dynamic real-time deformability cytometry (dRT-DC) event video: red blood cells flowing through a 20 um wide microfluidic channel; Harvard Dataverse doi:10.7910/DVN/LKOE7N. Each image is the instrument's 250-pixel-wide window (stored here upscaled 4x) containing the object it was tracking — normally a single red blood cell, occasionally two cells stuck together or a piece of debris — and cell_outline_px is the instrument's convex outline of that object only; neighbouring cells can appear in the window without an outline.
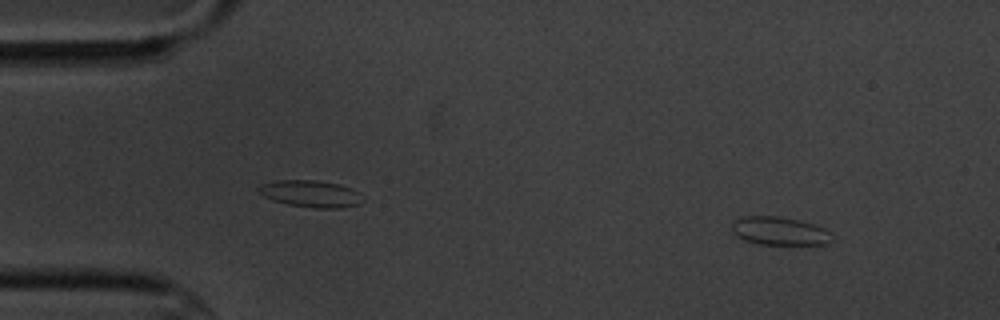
{"species": "common noctule bat (a hibernating species)", "species_latin": "Nyctalus noctula", "temperature_condition": "cold", "stored_images_in_passage": 5, "camera_frame_rate_fps": 3000, "um_per_image_px": 0.085, "animal": {"sex": "male", "body_mass_g": 20.1, "forearm_length_mm": 53.5}, "frame": {"image": 1, "passage_image": 1, "time_ms": 0.0, "image_size_px": [1000, 320], "cell_outline_px": [[836, 240], [828, 244], [760, 244], [744, 240], [736, 236], [732, 232], [732, 220], [744, 216], [776, 216], [800, 220], [816, 224], [824, 228]], "centroid_in_image_um": [66.27, 19.63], "position_along_channel_um": 18.7, "area_um2": 16.7}}
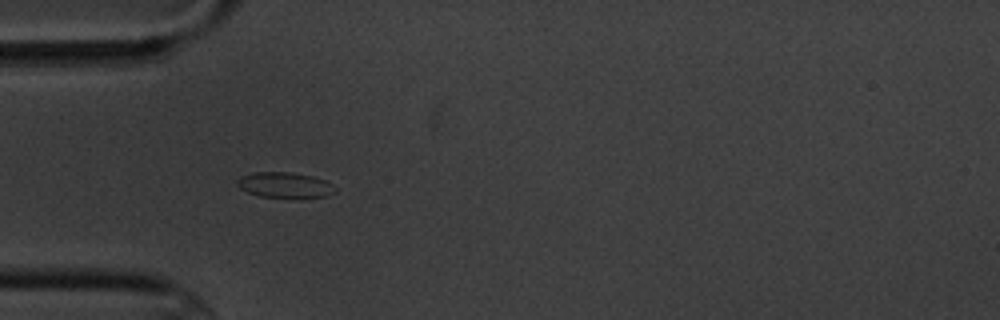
{"frame": {"image": 2, "passage_image": 4, "time_ms": 3.667, "image_size_px": [1000, 320], "cell_outline_px": [[336, 192], [328, 196], [300, 200], [260, 196], [248, 192], [240, 188], [236, 184], [236, 180], [240, 176], [256, 172], [292, 172], [312, 176], [324, 180], [332, 184], [336, 188]], "centroid_in_image_um": [24.26, 15.77], "position_along_channel_um": 60.7, "area_um2": 15.2}}
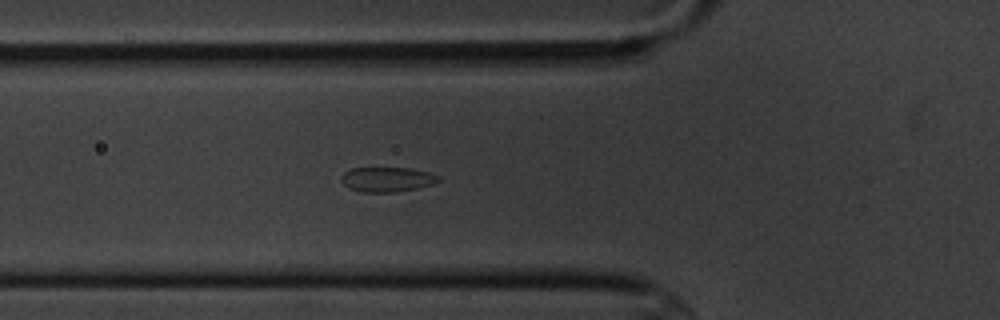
{"frame": {"image": 3, "passage_image": 5, "time_ms": 4.667, "image_size_px": [1000, 320], "cell_outline_px": [[440, 180], [436, 184], [420, 188], [396, 192], [360, 192], [348, 188], [340, 180], [340, 176], [344, 172], [352, 168], [408, 168], [428, 172], [440, 176]], "centroid_in_image_um": [32.92, 15.26], "position_along_channel_um": 92.9, "area_um2": 14.28}}